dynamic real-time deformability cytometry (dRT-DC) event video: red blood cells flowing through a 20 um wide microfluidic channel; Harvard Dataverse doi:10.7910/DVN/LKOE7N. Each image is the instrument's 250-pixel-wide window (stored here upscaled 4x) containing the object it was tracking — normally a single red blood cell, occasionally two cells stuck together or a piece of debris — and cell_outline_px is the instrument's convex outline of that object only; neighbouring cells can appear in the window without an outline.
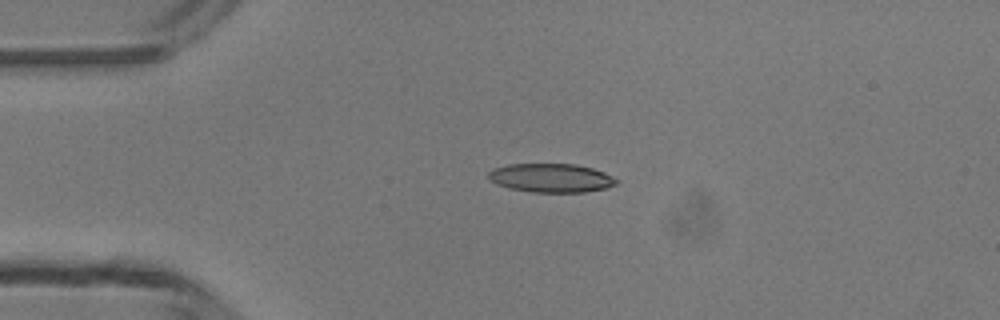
{"species": "common noctule bat (a hibernating species)", "species_latin": "Nyctalus noctula", "temperature_condition": "room temperature", "stored_images_in_passage": 4, "camera_frame_rate_fps": 3000, "um_per_image_px": 0.085, "animal": {"sex": "male", "body_mass_g": 13.3}, "frame": {"image": 1, "passage_image": 3, "time_ms": 2.333, "image_size_px": [1000, 320], "cell_outline_px": [[620, 180], [616, 184], [608, 188], [584, 192], [532, 192], [508, 188], [496, 184], [488, 180], [488, 172], [492, 168], [508, 164], [576, 164], [592, 168], [604, 172]], "centroid_in_image_um": [46.83, 15.12], "position_along_channel_um": 38.2, "area_um2": 21.73}}